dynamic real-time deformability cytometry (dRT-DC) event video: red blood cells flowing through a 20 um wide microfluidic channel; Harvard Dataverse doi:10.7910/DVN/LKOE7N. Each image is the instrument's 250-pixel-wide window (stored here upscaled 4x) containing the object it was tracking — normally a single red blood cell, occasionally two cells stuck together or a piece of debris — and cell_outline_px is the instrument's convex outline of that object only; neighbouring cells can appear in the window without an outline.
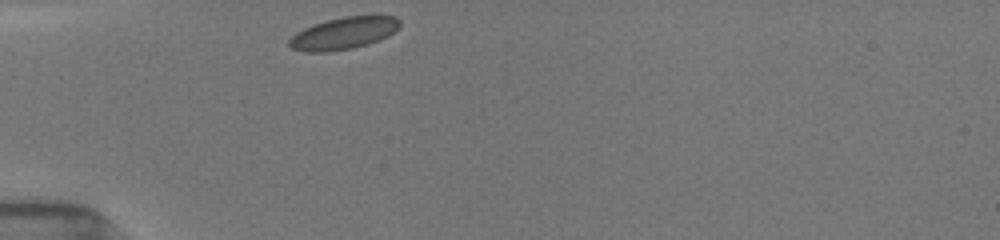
{"species": "common noctule bat (a hibernating species)", "species_latin": "Nyctalus noctula", "temperature_condition": "room temperature", "stored_images_in_passage": 1, "camera_frame_rate_fps": 3000, "um_per_image_px": 0.085, "animal": {"sex": "female", "body_mass_g": 19.5, "forearm_length_mm": 54.1}, "frame": {"image": 1, "passage_image": 1, "time_ms": 0.0, "image_size_px": [1000, 240], "cell_outline_px": [[400, 24], [388, 36], [380, 40], [368, 44], [352, 48], [328, 52], [304, 52], [292, 48], [288, 44], [288, 40], [296, 32], [312, 24], [344, 16], [372, 12], [376, 12], [396, 16], [400, 20]], "centroid_in_image_um": [29.27, 2.77], "position_along_channel_um": 55.7, "area_um2": 21.44}}